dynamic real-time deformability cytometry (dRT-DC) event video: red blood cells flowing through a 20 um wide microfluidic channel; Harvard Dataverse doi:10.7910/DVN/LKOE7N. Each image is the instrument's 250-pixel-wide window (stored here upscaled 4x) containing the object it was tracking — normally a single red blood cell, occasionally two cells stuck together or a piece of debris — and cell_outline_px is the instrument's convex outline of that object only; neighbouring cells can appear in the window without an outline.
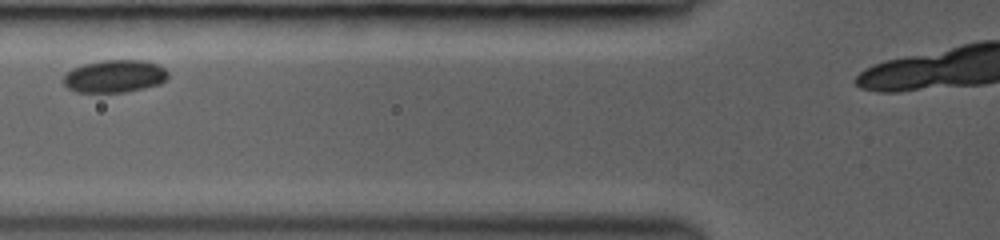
{"species": "common noctule bat (a hibernating species)", "species_latin": "Nyctalus noctula", "temperature_condition": "room temperature", "stored_images_in_passage": 20, "camera_frame_rate_fps": 3000, "um_per_image_px": 0.085, "animal": {"sex": "female", "body_mass_g": 19.0, "forearm_length_mm": 53.3}, "frame": {"image": 1, "passage_image": 4, "time_ms": 1.667, "image_size_px": [1000, 240], "cell_outline_px": [[168, 80], [160, 84], [144, 88], [124, 92], [80, 92], [68, 88], [64, 84], [64, 76], [72, 68], [84, 64], [100, 60], [148, 60], [160, 64], [168, 72]], "centroid_in_image_um": [9.81, 6.46], "position_along_channel_um": 116.0, "area_um2": 20.06}}
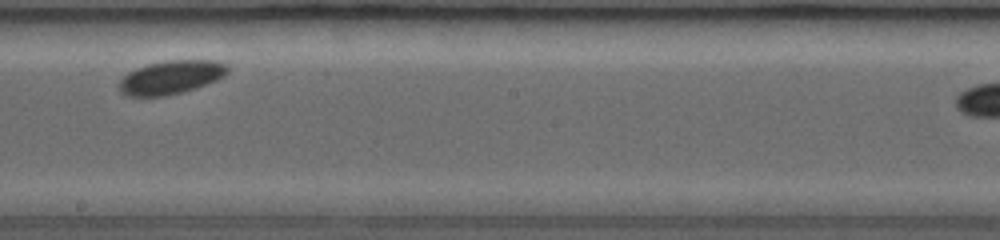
{"frame": {"image": 2, "passage_image": 10, "time_ms": 4.667, "image_size_px": [1000, 240], "cell_outline_px": [[228, 72], [224, 76], [216, 80], [196, 88], [164, 96], [128, 96], [120, 92], [120, 80], [128, 72], [136, 68], [148, 64], [164, 60], [216, 60], [228, 64]], "centroid_in_image_um": [14.55, 6.55], "position_along_channel_um": 233.6, "area_um2": 21.21}}
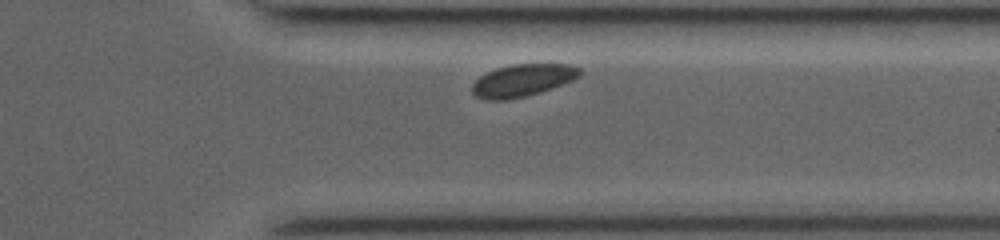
{"frame": {"image": 3, "passage_image": 17, "time_ms": 8.0, "image_size_px": [1000, 240], "cell_outline_px": [[584, 72], [580, 76], [572, 80], [540, 92], [508, 100], [484, 100], [476, 96], [472, 92], [472, 84], [480, 76], [496, 68], [512, 64], [572, 64], [580, 68]], "centroid_in_image_um": [44.43, 6.82], "position_along_channel_um": 367.0, "area_um2": 20.29}}